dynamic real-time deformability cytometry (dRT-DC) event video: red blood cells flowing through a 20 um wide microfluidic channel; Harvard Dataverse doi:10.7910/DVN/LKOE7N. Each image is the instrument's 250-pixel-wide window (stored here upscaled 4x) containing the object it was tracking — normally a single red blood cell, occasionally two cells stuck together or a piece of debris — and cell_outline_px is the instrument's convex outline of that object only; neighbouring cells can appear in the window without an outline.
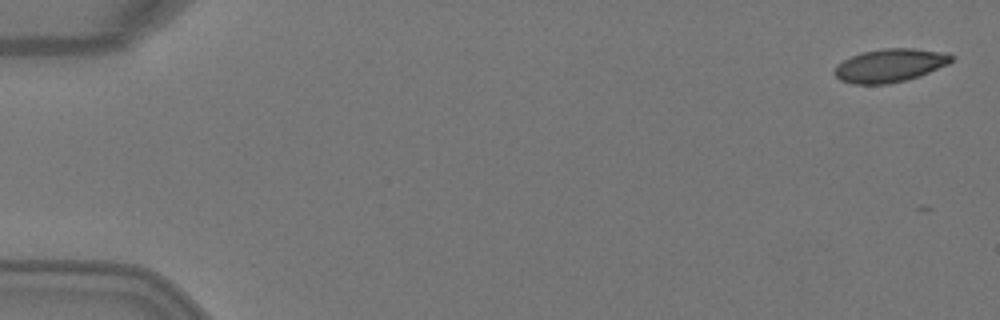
{"species": "Egyptian fruit bat (a non-hibernating species)", "species_latin": "Rousettus aegyptiacus", "temperature_condition": "warm", "stored_images_in_passage": 5, "camera_frame_rate_fps": 3000, "um_per_image_px": 0.085, "animal": {"sex": "female"}, "frame": {"image": 1, "passage_image": 1, "time_ms": 0.0, "image_size_px": [1000, 320], "cell_outline_px": [[956, 56], [948, 64], [928, 72], [904, 80], [888, 84], [852, 84], [840, 80], [832, 72], [836, 64], [860, 52], [884, 48], [912, 48], [948, 52]], "centroid_in_image_um": [75.63, 5.55], "position_along_channel_um": 9.4, "area_um2": 22.77}}